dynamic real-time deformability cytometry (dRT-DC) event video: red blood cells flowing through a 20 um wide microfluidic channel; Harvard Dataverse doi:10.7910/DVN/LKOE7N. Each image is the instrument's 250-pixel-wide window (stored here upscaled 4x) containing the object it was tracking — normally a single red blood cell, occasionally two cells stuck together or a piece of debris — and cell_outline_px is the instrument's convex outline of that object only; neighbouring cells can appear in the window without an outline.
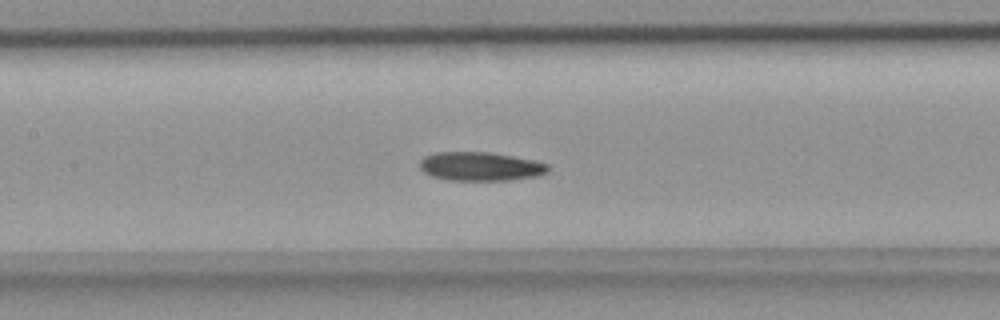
{"species": "common noctule bat (a hibernating species)", "species_latin": "Nyctalus noctula", "temperature_condition": "room temperature", "stored_images_in_passage": 44, "camera_frame_rate_fps": 3000, "um_per_image_px": 0.085, "animal": {"sex": "female", "body_mass_g": 18.4}, "frame": {"image": 1, "passage_image": 21, "time_ms": 6.667, "image_size_px": [1000, 320], "cell_outline_px": [[548, 172], [540, 176], [508, 180], [448, 180], [432, 176], [424, 172], [420, 168], [420, 160], [424, 156], [436, 152], [488, 152], [512, 156], [532, 160], [548, 164]], "centroid_in_image_um": [40.83, 14.15], "position_along_channel_um": 166.6, "area_um2": 21.5}}
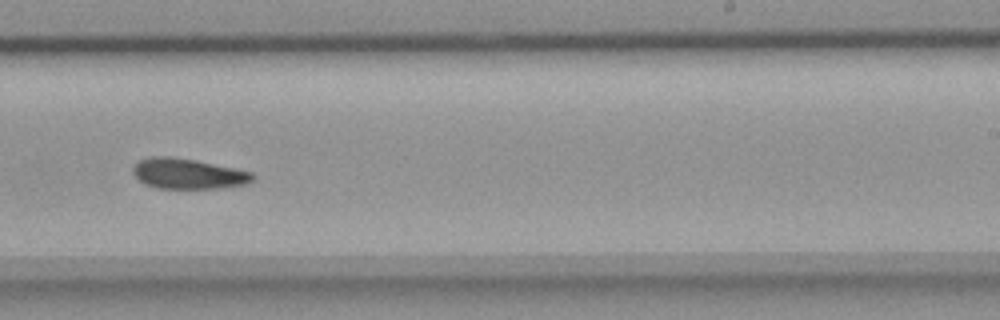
{"frame": {"image": 2, "passage_image": 29, "time_ms": 9.333, "image_size_px": [1000, 320], "cell_outline_px": [[256, 176], [252, 180], [244, 184], [224, 188], [156, 188], [144, 184], [132, 172], [132, 168], [140, 160], [152, 156], [168, 156], [196, 160], [252, 172]], "centroid_in_image_um": [15.98, 14.77], "position_along_channel_um": 273.0, "area_um2": 21.1}}
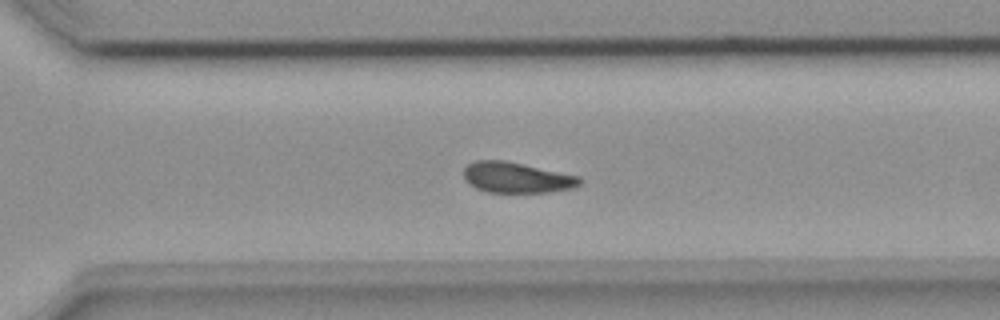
{"frame": {"image": 3, "passage_image": 33, "time_ms": 10.667, "image_size_px": [1000, 320], "cell_outline_px": [[580, 184], [576, 188], [552, 192], [488, 192], [476, 188], [468, 184], [464, 180], [464, 168], [472, 160], [504, 160], [524, 164], [580, 176]], "centroid_in_image_um": [43.9, 15.09], "position_along_channel_um": 326.7, "area_um2": 20.92}}